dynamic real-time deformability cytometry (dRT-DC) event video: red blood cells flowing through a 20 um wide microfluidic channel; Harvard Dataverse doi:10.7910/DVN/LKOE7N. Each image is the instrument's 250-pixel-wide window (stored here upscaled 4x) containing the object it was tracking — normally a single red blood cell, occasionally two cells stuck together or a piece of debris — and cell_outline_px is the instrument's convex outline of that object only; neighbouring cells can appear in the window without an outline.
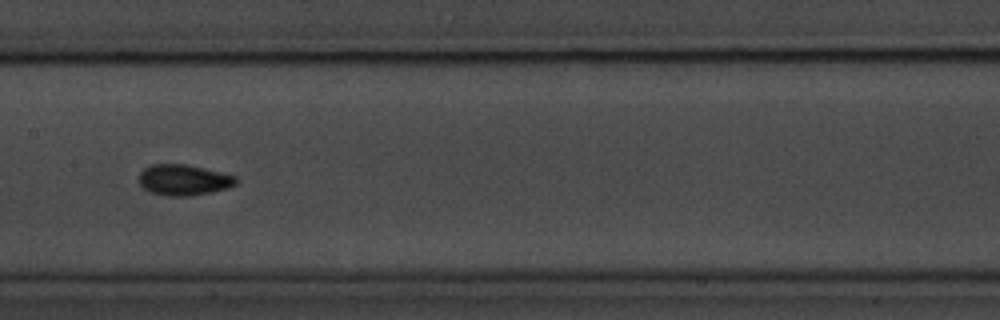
{"species": "common noctule bat (a hibernating species)", "species_latin": "Nyctalus noctula", "temperature_condition": "room temperature", "stored_images_in_passage": 26, "camera_frame_rate_fps": 3000, "um_per_image_px": 0.085, "animal": {"sex": "male", "body_mass_g": 20.1, "forearm_length_mm": 53.5}, "frame": {"image": 1, "passage_image": 15, "time_ms": 4.667, "image_size_px": [1000, 320], "cell_outline_px": [[240, 180], [236, 184], [228, 188], [212, 192], [192, 196], [168, 196], [148, 192], [140, 184], [140, 172], [144, 168], [152, 164], [184, 164], [204, 168], [236, 176]], "centroid_in_image_um": [15.63, 15.3], "position_along_channel_um": 191.8, "area_um2": 17.57}}